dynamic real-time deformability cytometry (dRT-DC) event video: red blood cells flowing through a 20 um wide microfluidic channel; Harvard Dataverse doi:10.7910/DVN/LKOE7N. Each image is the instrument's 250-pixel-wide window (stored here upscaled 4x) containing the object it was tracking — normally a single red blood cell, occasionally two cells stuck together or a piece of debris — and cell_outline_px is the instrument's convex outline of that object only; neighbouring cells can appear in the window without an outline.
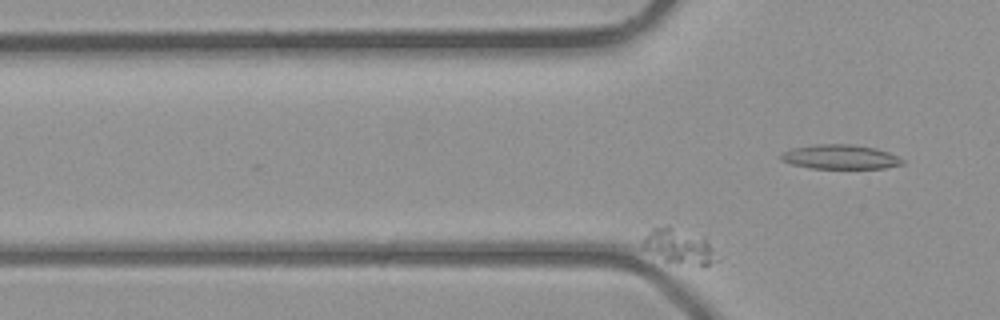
{"species": "common noctule bat (a hibernating species)", "species_latin": "Nyctalus noctula", "temperature_condition": "room temperature", "stored_images_in_passage": 38, "camera_frame_rate_fps": 3000, "um_per_image_px": 0.085, "animal": {"sex": "male", "body_mass_g": 23.1, "forearm_length_mm": 52.7}, "frame": {"image": 1, "passage_image": 6, "time_ms": 1.667, "image_size_px": [1000, 320], "cell_outline_px": [[720, 260], [704, 268], [664, 260], [640, 248], [644, 236], [652, 228], [668, 224], [704, 236], [708, 240]], "centroid_in_image_um": [57.76, 20.94], "position_along_channel_um": 68.0, "area_um2": 15.95}}
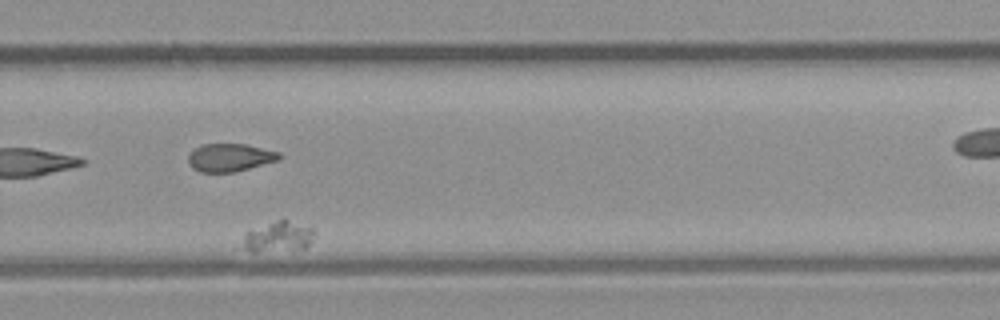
{"frame": {"image": 2, "passage_image": 27, "time_ms": 8.667, "image_size_px": [1000, 320], "cell_outline_px": [[316, 236], [304, 248], [256, 252], [252, 252], [236, 244], [244, 232], [280, 220], [288, 220], [312, 228], [316, 232]], "centroid_in_image_um": [23.56, 20.14], "position_along_channel_um": 306.2, "area_um2": 12.89}}